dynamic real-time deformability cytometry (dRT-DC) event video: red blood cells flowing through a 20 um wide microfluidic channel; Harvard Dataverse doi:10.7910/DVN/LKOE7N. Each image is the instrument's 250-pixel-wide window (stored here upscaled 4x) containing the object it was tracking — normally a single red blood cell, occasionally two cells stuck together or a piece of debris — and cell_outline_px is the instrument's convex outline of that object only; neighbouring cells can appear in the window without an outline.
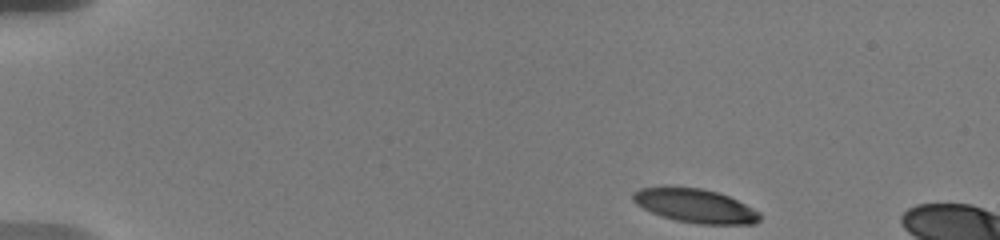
{"species": "human", "species_latin": "Homo sapiens", "temperature_condition": "warm", "stored_images_in_passage": 13, "camera_frame_rate_fps": 3000, "um_per_image_px": 0.085, "donor": {"sex": "male"}, "frame": {"image": 1, "passage_image": 1, "time_ms": 0.0, "image_size_px": [1000, 240], "cell_outline_px": [[760, 220], [756, 224], [700, 224], [676, 220], [652, 212], [636, 204], [632, 200], [632, 192], [640, 188], [664, 184], [668, 184], [700, 188], [716, 192], [728, 196], [760, 212]], "centroid_in_image_um": [59.03, 17.45], "position_along_channel_um": 26.0, "area_um2": 25.37}}